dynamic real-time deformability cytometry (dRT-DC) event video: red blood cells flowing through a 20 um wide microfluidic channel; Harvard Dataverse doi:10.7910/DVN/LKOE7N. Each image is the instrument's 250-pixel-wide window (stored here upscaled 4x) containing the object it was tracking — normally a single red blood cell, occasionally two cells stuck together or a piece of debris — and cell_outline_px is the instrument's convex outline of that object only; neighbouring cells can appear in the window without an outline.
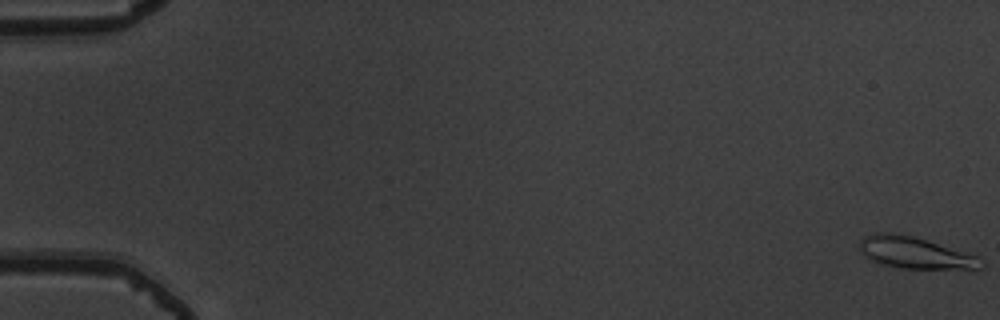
{"species": "common noctule bat (a hibernating species)", "species_latin": "Nyctalus noctula", "temperature_condition": "warm", "stored_images_in_passage": 19, "camera_frame_rate_fps": 3000, "um_per_image_px": 0.085, "animal": {"sex": "male", "body_mass_g": 19.5, "forearm_length_mm": 54.6}, "frame": {"image": 1, "passage_image": 1, "time_ms": 0.0, "image_size_px": [1000, 320], "cell_outline_px": [[984, 268], [900, 268], [880, 264], [864, 256], [860, 252], [860, 240], [864, 236], [872, 232], [892, 232], [912, 236], [980, 256], [984, 264]], "centroid_in_image_um": [77.74, 21.47], "position_along_channel_um": 7.3, "area_um2": 22.37}}